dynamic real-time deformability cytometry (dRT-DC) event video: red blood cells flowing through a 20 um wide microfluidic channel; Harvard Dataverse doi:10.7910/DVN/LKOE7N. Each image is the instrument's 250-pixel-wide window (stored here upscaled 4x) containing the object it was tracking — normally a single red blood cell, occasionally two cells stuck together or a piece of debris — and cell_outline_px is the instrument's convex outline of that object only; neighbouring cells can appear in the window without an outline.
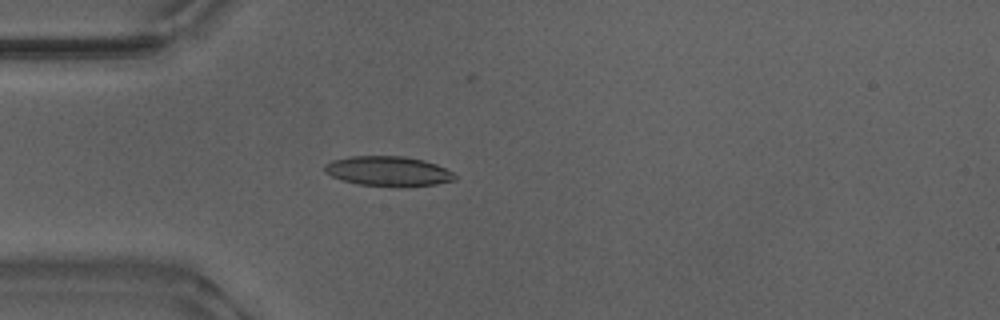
{"species": "Egyptian fruit bat (a non-hibernating species)", "species_latin": "Rousettus aegyptiacus", "temperature_condition": "warm", "stored_images_in_passage": 46, "camera_frame_rate_fps": 3000, "um_per_image_px": 0.085, "animal": {"sex": "male"}, "frame": {"image": 1, "passage_image": 8, "time_ms": 2.333, "image_size_px": [1000, 320], "cell_outline_px": [[456, 180], [436, 184], [404, 188], [400, 188], [360, 184], [344, 180], [332, 176], [324, 172], [324, 164], [332, 160], [352, 156], [404, 156], [424, 160], [436, 164], [452, 172], [456, 176]], "centroid_in_image_um": [33.02, 14.56], "position_along_channel_um": 52.0, "area_um2": 22.89}}
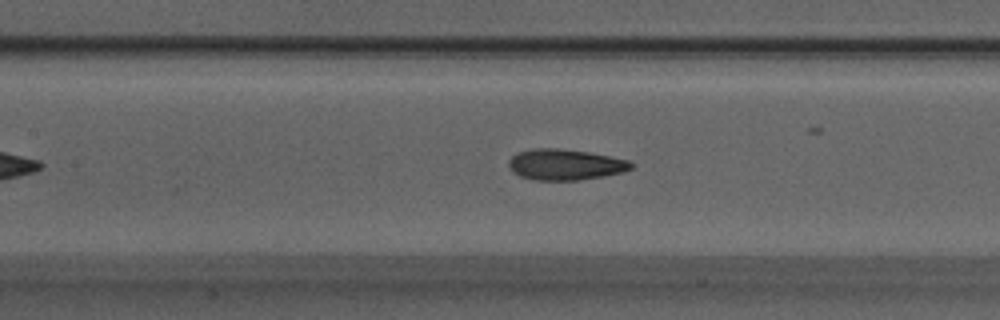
{"frame": {"image": 2, "passage_image": 17, "time_ms": 5.333, "image_size_px": [1000, 320], "cell_outline_px": [[632, 168], [624, 172], [604, 176], [576, 180], [532, 180], [520, 176], [512, 172], [508, 164], [508, 160], [516, 152], [532, 148], [556, 148], [588, 152], [628, 160], [632, 164]], "centroid_in_image_um": [47.99, 13.99], "position_along_channel_um": 159.4, "area_um2": 22.08}}
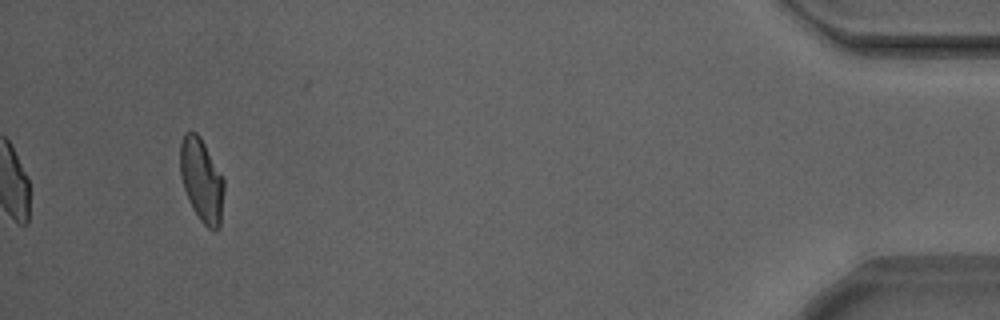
{"frame": {"image": 3, "passage_image": 43, "time_ms": 14.0, "image_size_px": [1000, 320], "cell_outline_px": [[224, 192], [220, 228], [216, 232], [208, 228], [200, 220], [192, 208], [188, 200], [180, 176], [180, 140], [184, 132], [196, 132], [200, 136], [224, 180]], "centroid_in_image_um": [17.13, 15.34], "position_along_channel_um": 418.1, "area_um2": 21.44}, "authors_computed_cell_mechanics": {"area_um2": 21.6461, "velocity_mm_per_s": 3.8651, "shape_relaxation_time_tau1_ms": 3.7435, "shape_relaxation_time_tau2_ms": 1.2282, "deformation_change_tau1": 0.1464, "deformation_change_tau2": 0.0709}}